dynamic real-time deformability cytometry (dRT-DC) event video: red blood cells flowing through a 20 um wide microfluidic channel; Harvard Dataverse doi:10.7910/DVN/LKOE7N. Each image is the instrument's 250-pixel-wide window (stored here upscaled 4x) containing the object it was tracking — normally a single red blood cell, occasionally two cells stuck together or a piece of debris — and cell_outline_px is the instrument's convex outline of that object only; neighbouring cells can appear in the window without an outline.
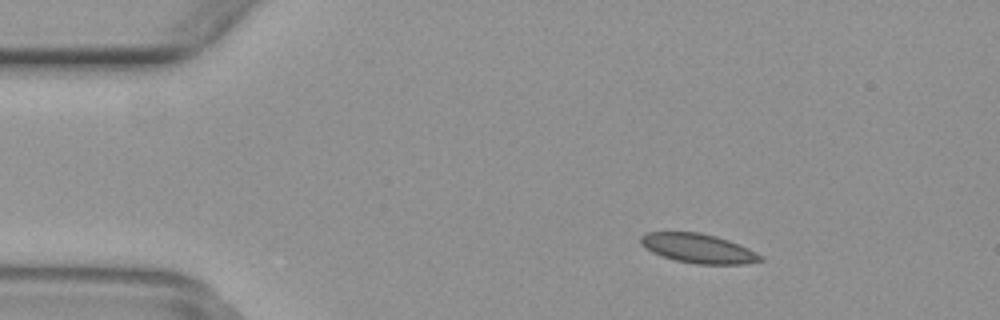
{"species": "common noctule bat (a hibernating species)", "species_latin": "Nyctalus noctula", "temperature_condition": "warm", "stored_images_in_passage": 50, "camera_frame_rate_fps": 3000, "um_per_image_px": 0.085, "animal": {"sex": "female", "body_mass_g": 29.2, "forearm_length_mm": 56.3}, "frame": {"image": 1, "passage_image": 8, "time_ms": 2.333, "image_size_px": [1000, 320], "cell_outline_px": [[764, 260], [744, 264], [696, 264], [676, 260], [652, 252], [644, 248], [640, 244], [640, 236], [648, 232], [700, 232], [716, 236], [728, 240], [748, 248], [764, 256]], "centroid_in_image_um": [59.35, 21.11], "position_along_channel_um": 25.6, "area_um2": 20.46}}
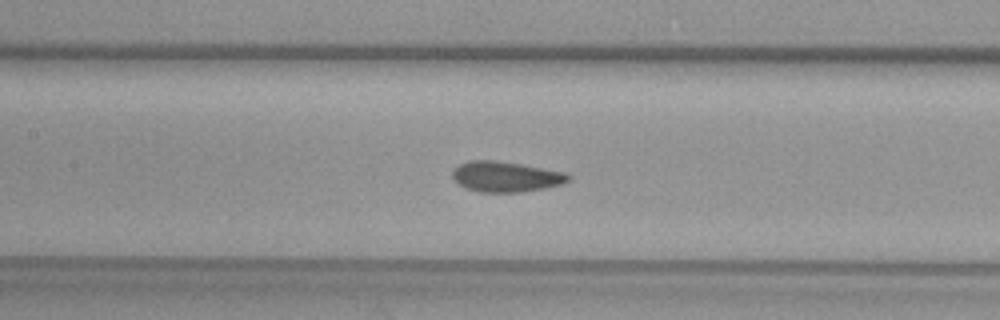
{"frame": {"image": 2, "passage_image": 23, "time_ms": 7.333, "image_size_px": [1000, 320], "cell_outline_px": [[572, 180], [564, 184], [544, 188], [520, 192], [480, 192], [464, 188], [452, 176], [452, 172], [460, 164], [468, 160], [496, 160], [520, 164], [564, 172], [572, 176]], "centroid_in_image_um": [43.03, 15.02], "position_along_channel_um": 164.4, "area_um2": 20.58}}
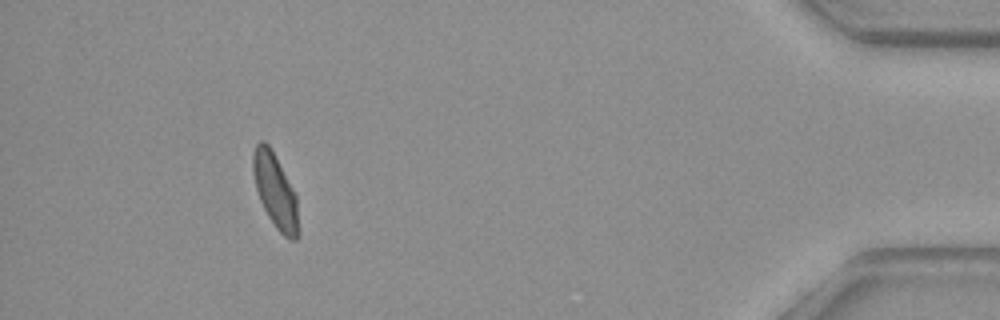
{"frame": {"image": 3, "passage_image": 46, "time_ms": 15.0, "image_size_px": [1000, 320], "cell_outline_px": [[300, 232], [296, 240], [288, 240], [276, 228], [268, 216], [260, 200], [256, 188], [252, 172], [252, 152], [256, 144], [260, 140], [264, 140], [268, 144], [296, 196]], "centroid_in_image_um": [23.39, 16.27], "position_along_channel_um": 411.8, "area_um2": 19.54}}